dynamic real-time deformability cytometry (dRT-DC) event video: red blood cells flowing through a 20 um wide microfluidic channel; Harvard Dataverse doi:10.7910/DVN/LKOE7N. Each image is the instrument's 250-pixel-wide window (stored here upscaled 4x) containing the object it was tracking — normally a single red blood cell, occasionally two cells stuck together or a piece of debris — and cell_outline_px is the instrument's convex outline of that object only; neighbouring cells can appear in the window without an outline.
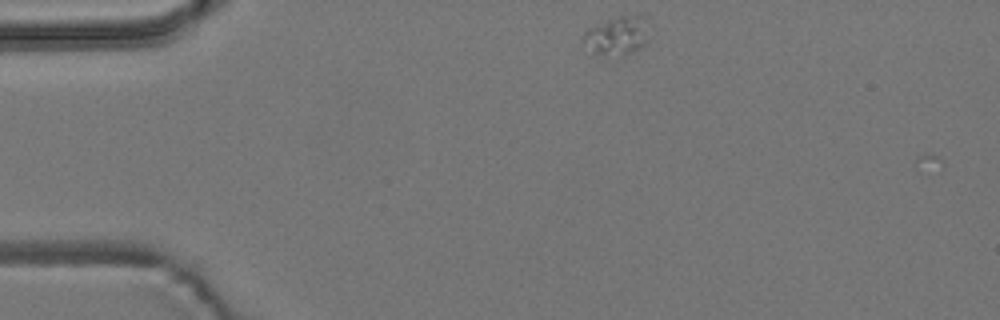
{"species": "common noctule bat (a hibernating species)", "species_latin": "Nyctalus noctula", "temperature_condition": "room temperature", "stored_images_in_passage": 43, "camera_frame_rate_fps": 3000, "um_per_image_px": 0.085, "animal": {"sex": "male", "body_mass_g": 19.2, "forearm_length_mm": 51.8}, "frame": {"image": 1, "passage_image": 1, "time_ms": 0.0, "image_size_px": [1000, 320], "cell_outline_px": [[652, 24], [648, 40], [644, 44], [632, 52], [596, 52], [580, 44], [580, 40], [584, 32], [588, 28], [596, 24], [620, 16], [648, 16]], "centroid_in_image_um": [52.52, 2.94], "position_along_channel_um": 32.5, "area_um2": 14.68}}